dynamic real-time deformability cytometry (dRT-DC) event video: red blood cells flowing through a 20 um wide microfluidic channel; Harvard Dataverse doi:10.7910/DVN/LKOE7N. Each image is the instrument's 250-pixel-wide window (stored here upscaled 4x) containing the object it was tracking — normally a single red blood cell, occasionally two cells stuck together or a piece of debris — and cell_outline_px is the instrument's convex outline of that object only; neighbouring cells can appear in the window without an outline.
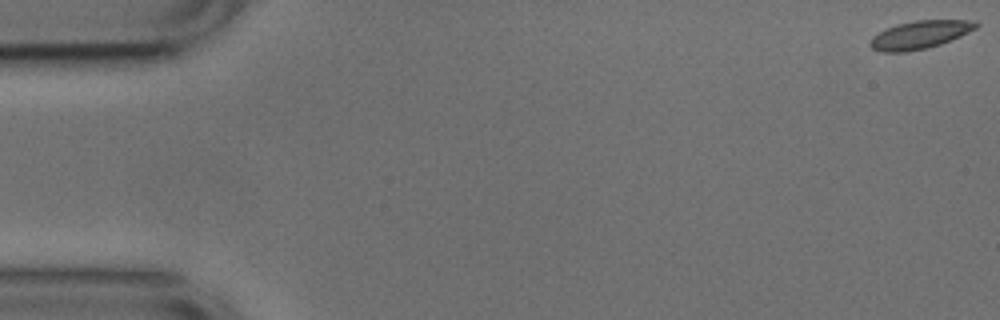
{"species": "common noctule bat (a hibernating species)", "species_latin": "Nyctalus noctula", "temperature_condition": "cold", "stored_images_in_passage": 52, "camera_frame_rate_fps": 3000, "um_per_image_px": 0.085, "animal": {"sex": "male", "body_mass_g": 17.9, "forearm_length_mm": 54.2}, "frame": {"image": 1, "passage_image": 1, "time_ms": 0.0, "image_size_px": [1000, 320], "cell_outline_px": [[980, 24], [976, 28], [960, 36], [940, 44], [924, 48], [904, 52], [880, 52], [872, 48], [868, 44], [872, 36], [896, 24], [916, 20], [976, 20]], "centroid_in_image_um": [78.18, 2.94], "position_along_channel_um": 6.8, "area_um2": 17.17}}
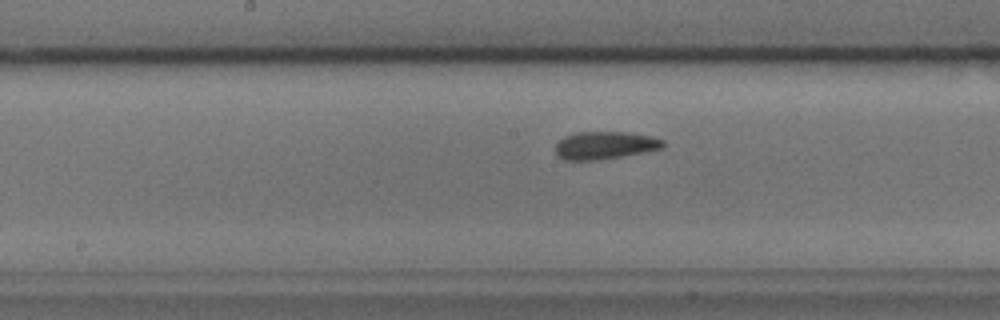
{"frame": {"image": 2, "passage_image": 27, "time_ms": 8.667, "image_size_px": [1000, 320], "cell_outline_px": [[664, 148], [600, 160], [564, 160], [556, 152], [556, 144], [564, 136], [576, 132], [628, 132], [652, 136], [664, 140]], "centroid_in_image_um": [51.43, 12.34], "position_along_channel_um": 196.8, "area_um2": 17.34}}
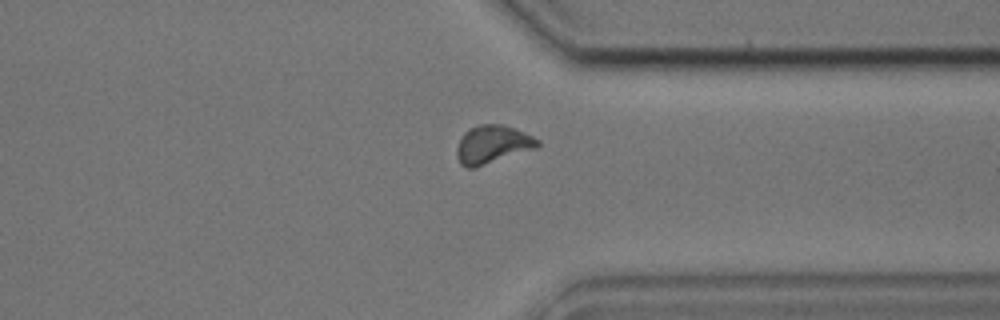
{"frame": {"image": 3, "passage_image": 41, "time_ms": 13.333, "image_size_px": [1000, 320], "cell_outline_px": [[540, 144], [536, 148], [476, 168], [468, 168], [460, 164], [456, 156], [456, 148], [464, 132], [480, 124], [500, 124], [524, 132], [540, 140]], "centroid_in_image_um": [41.85, 12.3], "position_along_channel_um": 369.6, "area_um2": 17.92}, "authors_computed_cell_mechanics": {"area_um2": 17.1666, "velocity_mm_per_s": 3.7439, "shape_relaxation_time_tau1_ms": 5.2413, "shape_relaxation_time_tau2_ms": 2.2221, "deformation_change_tau1": 0.1153, "deformation_change_tau2": 0.0882}}